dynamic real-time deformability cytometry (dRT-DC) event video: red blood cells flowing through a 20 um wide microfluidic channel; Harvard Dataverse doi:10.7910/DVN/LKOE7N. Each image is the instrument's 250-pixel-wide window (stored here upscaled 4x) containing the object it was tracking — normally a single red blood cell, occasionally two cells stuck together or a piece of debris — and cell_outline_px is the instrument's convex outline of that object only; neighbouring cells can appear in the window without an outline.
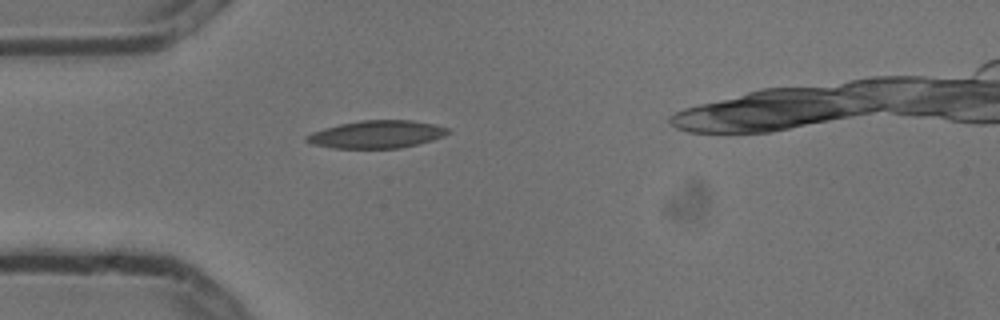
{"species": "common noctule bat (a hibernating species)", "species_latin": "Nyctalus noctula", "temperature_condition": "cold", "stored_images_in_passage": 2, "camera_frame_rate_fps": 3000, "um_per_image_px": 0.085, "animal": {"sex": "male", "body_mass_g": 13.3}, "frame": {"image": 1, "passage_image": 2, "time_ms": 0.333, "image_size_px": [1000, 320], "cell_outline_px": [[452, 132], [444, 136], [432, 140], [400, 148], [332, 148], [312, 144], [304, 140], [304, 136], [312, 132], [324, 128], [340, 124], [360, 120], [412, 120], [432, 124], [448, 128]], "centroid_in_image_um": [32.0, 11.42], "position_along_channel_um": 53.0, "area_um2": 22.77}}